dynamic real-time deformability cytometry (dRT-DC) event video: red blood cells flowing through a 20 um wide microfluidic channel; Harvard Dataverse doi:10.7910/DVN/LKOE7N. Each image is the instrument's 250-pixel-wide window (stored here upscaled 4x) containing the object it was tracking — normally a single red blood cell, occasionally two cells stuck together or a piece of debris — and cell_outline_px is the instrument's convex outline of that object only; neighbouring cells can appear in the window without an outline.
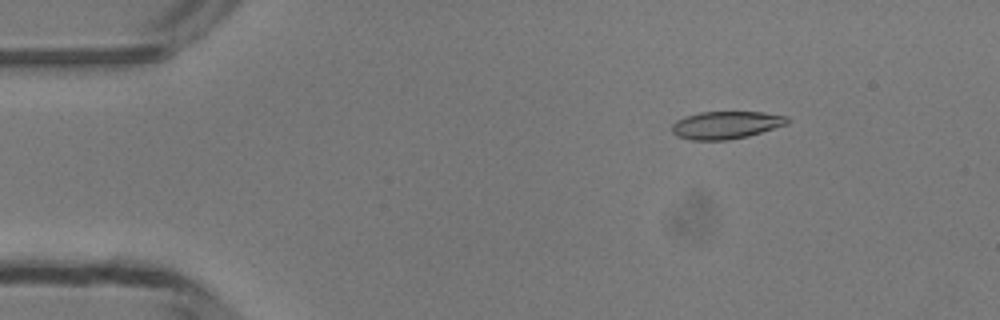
{"species": "common noctule bat (a hibernating species)", "species_latin": "Nyctalus noctula", "temperature_condition": "room temperature", "stored_images_in_passage": 49, "camera_frame_rate_fps": 3000, "um_per_image_px": 0.085, "animal": {"sex": "male", "body_mass_g": 13.3}, "frame": {"image": 1, "passage_image": 7, "time_ms": 2.0, "image_size_px": [1000, 320], "cell_outline_px": [[788, 124], [748, 136], [728, 140], [688, 140], [676, 136], [672, 132], [672, 124], [676, 120], [684, 116], [700, 112], [764, 112], [788, 116]], "centroid_in_image_um": [61.68, 10.63], "position_along_channel_um": 23.3, "area_um2": 18.73}}
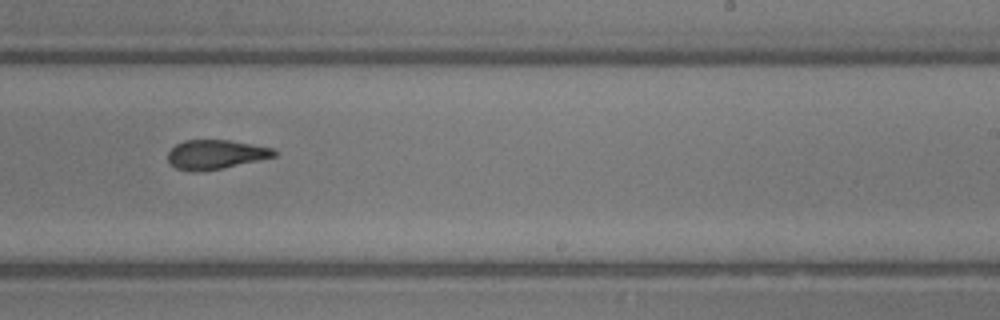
{"frame": {"image": 2, "passage_image": 30, "time_ms": 9.667, "image_size_px": [1000, 320], "cell_outline_px": [[280, 152], [276, 156], [224, 168], [196, 172], [192, 172], [176, 168], [168, 160], [168, 152], [176, 144], [184, 140], [228, 140], [252, 144], [272, 148]], "centroid_in_image_um": [18.34, 13.13], "position_along_channel_um": 270.7, "area_um2": 18.15}}
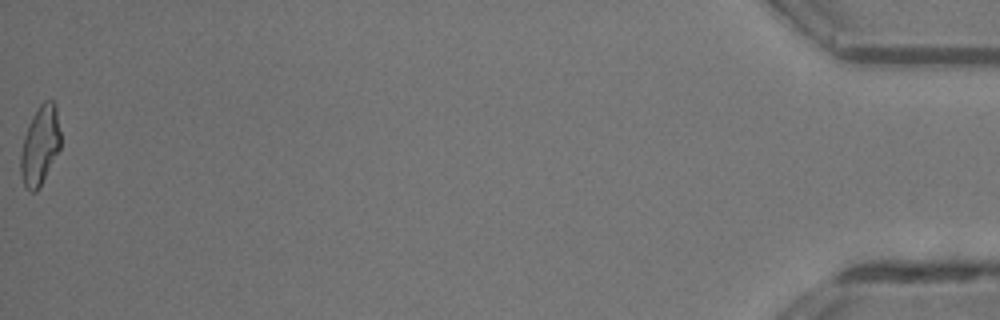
{"frame": {"image": 3, "passage_image": 49, "time_ms": 16.0, "image_size_px": [1000, 320], "cell_outline_px": [[60, 148], [36, 192], [32, 192], [24, 184], [20, 172], [20, 156], [24, 136], [32, 116], [40, 104], [44, 100], [52, 100], [56, 104], [60, 132]], "centroid_in_image_um": [3.4, 12.32], "position_along_channel_um": 431.8, "area_um2": 18.09}, "authors_computed_cell_mechanics": {"area_um2": 18.6694, "velocity_mm_per_s": 4.2128, "shape_relaxation_time_tau1_ms": 4.4827, "shape_relaxation_time_tau2_ms": 2.8546, "deformation_change_tau1": 0.173, "deformation_change_tau2": 0.1164}}